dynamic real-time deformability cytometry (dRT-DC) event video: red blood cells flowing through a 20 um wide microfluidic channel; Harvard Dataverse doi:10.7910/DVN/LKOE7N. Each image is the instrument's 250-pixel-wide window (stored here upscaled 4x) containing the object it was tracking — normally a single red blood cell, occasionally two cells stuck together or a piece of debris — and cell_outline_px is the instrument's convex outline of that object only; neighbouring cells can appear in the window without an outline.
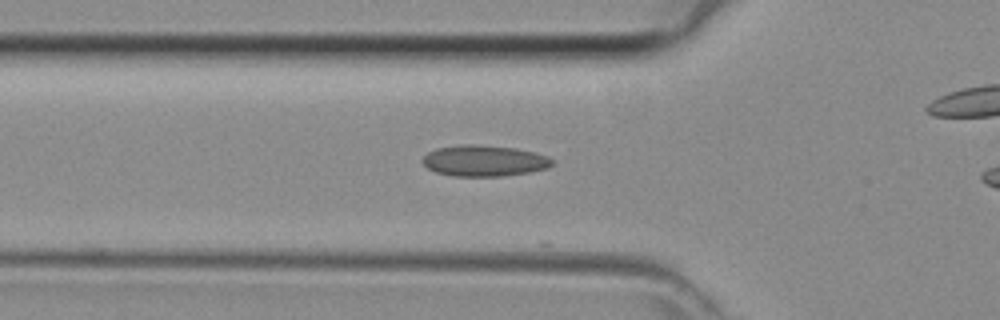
{"species": "common noctule bat (a hibernating species)", "species_latin": "Nyctalus noctula", "temperature_condition": "room temperature", "stored_images_in_passage": 16, "camera_frame_rate_fps": 3000, "um_per_image_px": 0.085, "animal": {"sex": "female", "body_mass_g": 29.2, "forearm_length_mm": 56.3}, "frame": {"image": 1, "passage_image": 12, "time_ms": 3.667, "image_size_px": [1000, 320], "cell_outline_px": [[552, 164], [548, 168], [528, 172], [504, 176], [452, 176], [436, 172], [428, 168], [420, 160], [428, 152], [436, 148], [464, 144], [472, 144], [516, 148], [548, 156], [552, 160]], "centroid_in_image_um": [41.13, 13.66], "position_along_channel_um": 84.7, "area_um2": 23.41}}
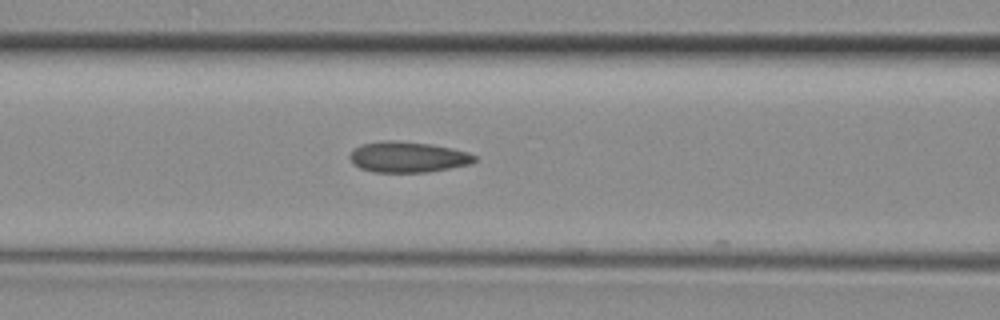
{"frame": {"image": 2, "passage_image": 15, "time_ms": 4.667, "image_size_px": [1000, 320], "cell_outline_px": [[476, 160], [472, 164], [428, 172], [372, 172], [360, 168], [352, 164], [348, 156], [352, 148], [360, 144], [380, 140], [392, 140], [432, 144], [452, 148], [468, 152], [476, 156]], "centroid_in_image_um": [34.62, 13.34], "position_along_channel_um": 132.0, "area_um2": 22.77}}